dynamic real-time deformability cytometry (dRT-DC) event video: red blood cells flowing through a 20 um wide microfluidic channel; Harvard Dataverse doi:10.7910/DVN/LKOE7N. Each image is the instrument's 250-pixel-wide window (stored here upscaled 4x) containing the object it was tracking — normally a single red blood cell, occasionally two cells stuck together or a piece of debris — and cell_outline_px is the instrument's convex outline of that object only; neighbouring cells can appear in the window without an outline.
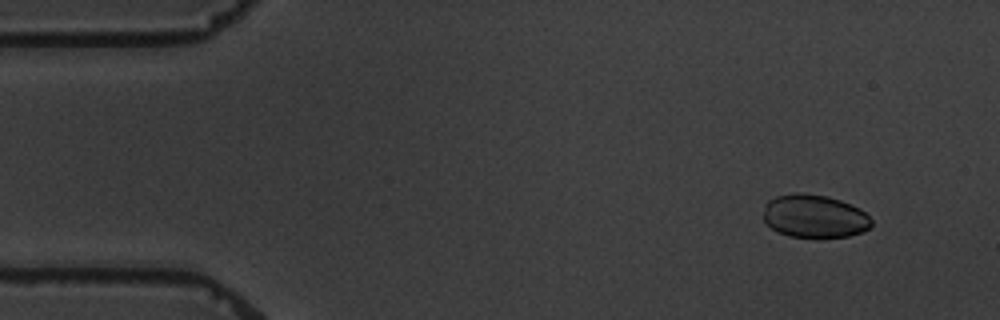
{"species": "common noctule bat (a hibernating species)", "species_latin": "Nyctalus noctula", "temperature_condition": "warm", "stored_images_in_passage": 13, "camera_frame_rate_fps": 3000, "um_per_image_px": 0.085, "animal": {"sex": "male", "body_mass_g": 19.5, "forearm_length_mm": 54.6}, "frame": {"image": 1, "passage_image": 2, "time_ms": 1.0, "image_size_px": [1000, 320], "cell_outline_px": [[872, 224], [864, 232], [848, 236], [788, 236], [772, 228], [764, 220], [764, 204], [768, 200], [776, 196], [792, 192], [804, 192], [828, 196], [840, 200], [864, 212], [872, 220]], "centroid_in_image_um": [69.2, 18.35], "position_along_channel_um": 15.8, "area_um2": 26.93}}
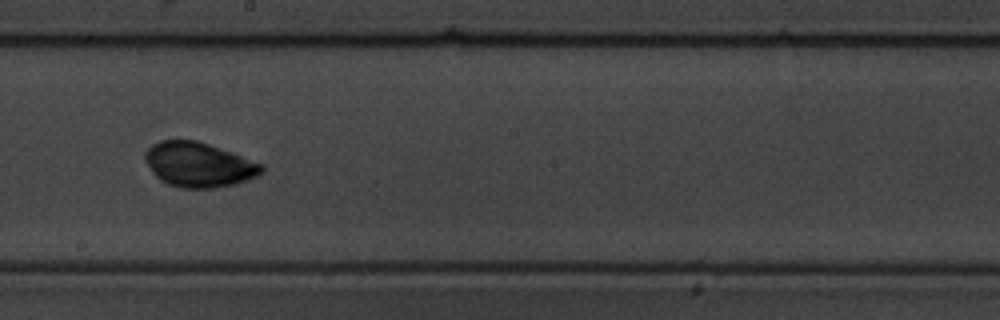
{"frame": {"image": 2, "passage_image": 9, "time_ms": 10.0, "image_size_px": [1000, 320], "cell_outline_px": [[264, 172], [248, 180], [236, 184], [216, 188], [180, 188], [168, 184], [160, 180], [152, 172], [144, 160], [144, 152], [152, 144], [160, 140], [196, 140], [232, 152], [264, 164]], "centroid_in_image_um": [16.9, 14.0], "position_along_channel_um": 231.3, "area_um2": 30.63}}
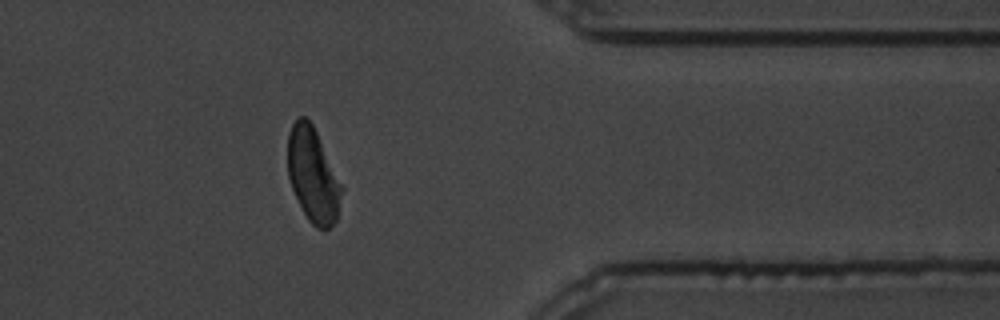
{"frame": {"image": 3, "passage_image": 13, "time_ms": 15.0, "image_size_px": [1000, 320], "cell_outline_px": [[344, 188], [336, 220], [324, 232], [316, 228], [308, 220], [292, 188], [288, 176], [288, 132], [292, 124], [300, 116], [308, 116]], "centroid_in_image_um": [26.61, 14.89], "position_along_channel_um": 384.8, "area_um2": 29.59}, "authors_computed_cell_mechanics": {"area_um2": 29.3624, "velocity_mm_per_s": 3.4225, "shape_relaxation_time_tau1_ms": 1.5419, "shape_relaxation_time_tau2_ms": 0.7008, "deformation_change_tau1": 0.0453, "deformation_change_tau2": 0.0451}}